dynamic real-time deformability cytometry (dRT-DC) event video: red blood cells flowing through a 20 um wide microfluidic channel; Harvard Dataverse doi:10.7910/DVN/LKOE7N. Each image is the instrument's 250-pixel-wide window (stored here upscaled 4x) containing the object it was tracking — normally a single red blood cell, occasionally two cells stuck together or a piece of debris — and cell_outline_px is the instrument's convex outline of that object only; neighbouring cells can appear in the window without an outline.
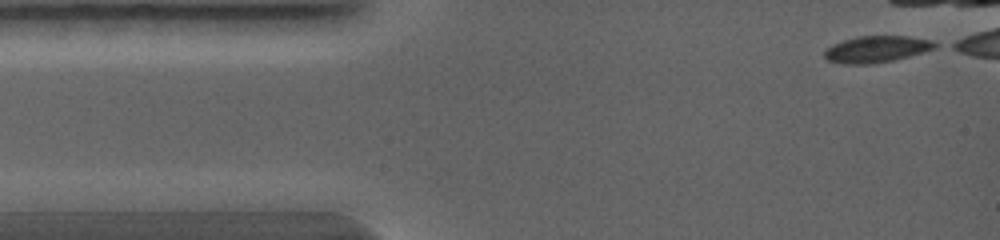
{"species": "common noctule bat (a hibernating species)", "species_latin": "Nyctalus noctula", "temperature_condition": "warm", "stored_images_in_passage": 15, "camera_frame_rate_fps": 5000, "um_per_image_px": 0.085, "animal": {"sex": "female", "body_mass_g": 19.0, "forearm_length_mm": 56.7}, "frame": {"image": 1, "passage_image": 1, "time_ms": 0.0, "image_size_px": [1000, 240], "cell_outline_px": [[940, 44], [936, 48], [924, 52], [892, 60], [872, 64], [844, 64], [828, 60], [824, 56], [824, 52], [832, 44], [856, 36], [908, 36], [932, 40]], "centroid_in_image_um": [74.54, 4.17], "position_along_channel_um": 10.5, "area_um2": 17.11}}
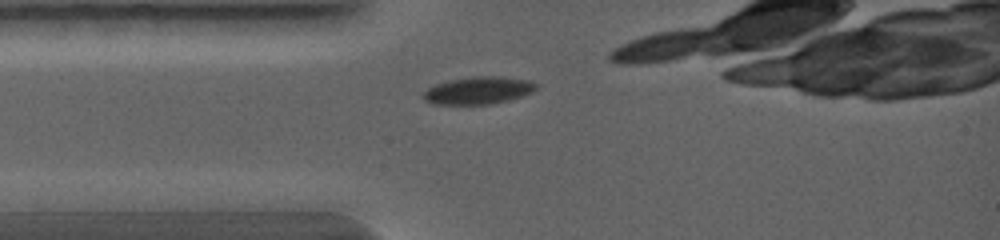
{"frame": {"image": 2, "passage_image": 10, "time_ms": 1.6, "image_size_px": [1000, 240], "cell_outline_px": [[536, 88], [532, 92], [508, 100], [488, 104], [432, 104], [424, 100], [424, 92], [428, 88], [436, 84], [448, 80], [476, 76], [500, 76], [528, 80], [536, 84]], "centroid_in_image_um": [40.63, 7.68], "position_along_channel_um": 44.4, "area_um2": 17.8}}
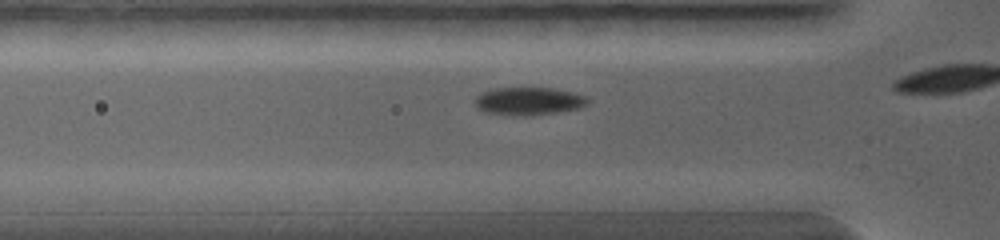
{"frame": {"image": 3, "passage_image": 13, "time_ms": 2.2, "image_size_px": [1000, 240], "cell_outline_px": [[588, 104], [580, 108], [556, 112], [528, 116], [512, 116], [484, 112], [476, 108], [476, 96], [484, 92], [496, 88], [552, 88], [572, 92], [588, 96]], "centroid_in_image_um": [44.95, 8.61], "position_along_channel_um": 80.9, "area_um2": 18.38}}